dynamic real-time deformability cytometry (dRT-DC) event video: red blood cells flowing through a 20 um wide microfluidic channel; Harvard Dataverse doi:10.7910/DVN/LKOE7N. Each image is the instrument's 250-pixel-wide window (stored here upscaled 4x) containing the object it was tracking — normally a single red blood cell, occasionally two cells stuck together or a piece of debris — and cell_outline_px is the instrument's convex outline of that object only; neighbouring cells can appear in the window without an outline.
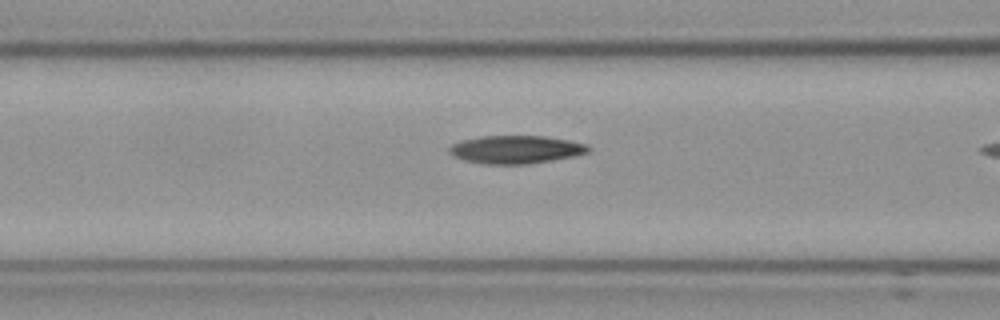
{"species": "Egyptian fruit bat (a non-hibernating species)", "species_latin": "Rousettus aegyptiacus", "temperature_condition": "cold", "stored_images_in_passage": 15, "camera_frame_rate_fps": 3000, "um_per_image_px": 0.085, "frame": {"image": 1, "passage_image": 13, "time_ms": 4.0, "image_size_px": [1000, 320], "cell_outline_px": [[592, 148], [588, 152], [576, 156], [528, 164], [484, 164], [464, 160], [452, 156], [448, 152], [448, 148], [452, 144], [460, 140], [480, 136], [544, 136], [568, 140], [588, 144]], "centroid_in_image_um": [43.84, 12.71], "position_along_channel_um": 122.8, "area_um2": 22.95}}